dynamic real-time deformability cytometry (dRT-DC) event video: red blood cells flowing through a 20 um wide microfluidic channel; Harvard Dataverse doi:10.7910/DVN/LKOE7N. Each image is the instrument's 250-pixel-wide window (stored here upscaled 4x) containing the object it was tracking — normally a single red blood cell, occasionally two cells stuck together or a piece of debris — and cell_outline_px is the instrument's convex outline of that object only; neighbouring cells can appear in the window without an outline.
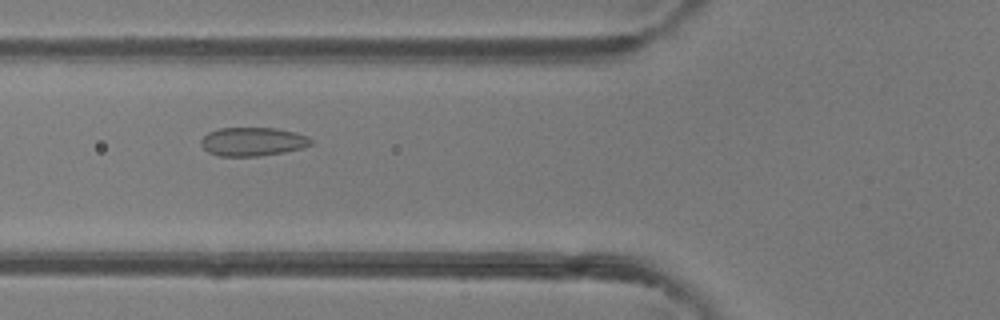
{"species": "common noctule bat (a hibernating species)", "species_latin": "Nyctalus noctula", "temperature_condition": "room temperature", "stored_images_in_passage": 48, "camera_frame_rate_fps": 3000, "um_per_image_px": 0.085, "animal": {"sex": "female"}, "frame": {"image": 1, "passage_image": 18, "time_ms": 5.667, "image_size_px": [1000, 320], "cell_outline_px": [[312, 144], [304, 148], [284, 152], [260, 156], [220, 156], [208, 152], [200, 144], [200, 140], [208, 132], [220, 128], [276, 128], [296, 132], [308, 136], [312, 140]], "centroid_in_image_um": [21.5, 12.04], "position_along_channel_um": 104.3, "area_um2": 18.5}}
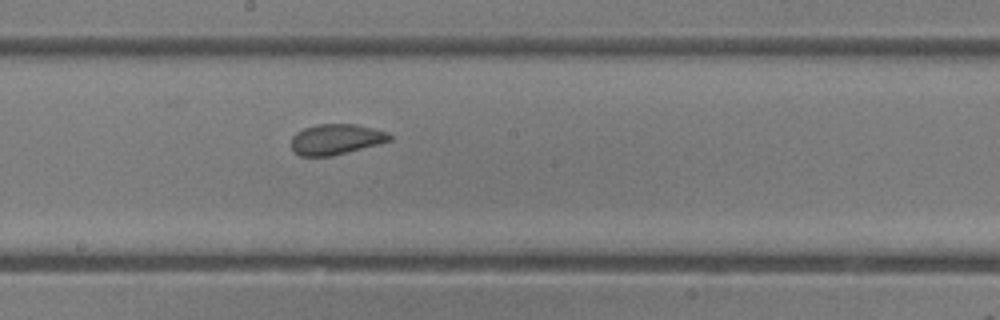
{"frame": {"image": 2, "passage_image": 26, "time_ms": 8.333, "image_size_px": [1000, 320], "cell_outline_px": [[392, 140], [348, 152], [332, 156], [300, 156], [292, 152], [292, 136], [296, 132], [304, 128], [316, 124], [356, 124], [388, 132], [392, 136]], "centroid_in_image_um": [28.54, 11.84], "position_along_channel_um": 219.7, "area_um2": 17.57}}
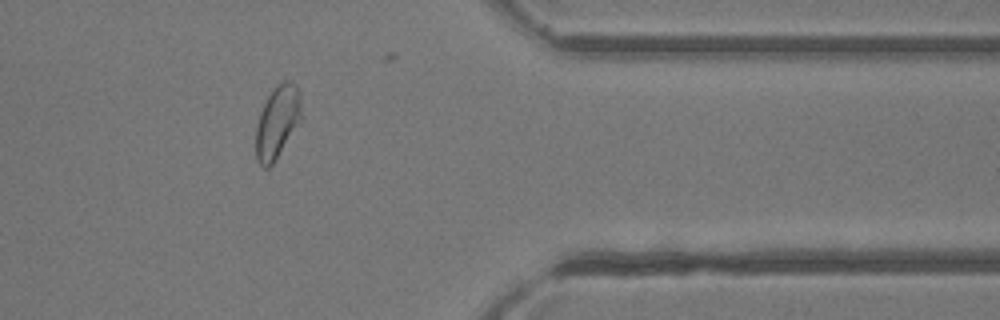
{"frame": {"image": 3, "passage_image": 39, "time_ms": 12.667, "image_size_px": [1000, 320], "cell_outline_px": [[300, 120], [272, 164], [268, 168], [264, 168], [256, 160], [256, 124], [260, 112], [272, 88], [276, 84], [284, 80], [292, 80], [296, 84], [300, 92]], "centroid_in_image_um": [23.55, 10.31], "position_along_channel_um": 387.9, "area_um2": 19.02}, "authors_computed_cell_mechanics": {"area_um2": 19.5942, "velocity_mm_per_s": 4.3241, "shape_relaxation_time_tau1_ms": 8.7652, "shape_relaxation_time_tau2_ms": 0.8305, "deformation_change_tau1": 0.1425, "deformation_change_tau2": 0.0506}}